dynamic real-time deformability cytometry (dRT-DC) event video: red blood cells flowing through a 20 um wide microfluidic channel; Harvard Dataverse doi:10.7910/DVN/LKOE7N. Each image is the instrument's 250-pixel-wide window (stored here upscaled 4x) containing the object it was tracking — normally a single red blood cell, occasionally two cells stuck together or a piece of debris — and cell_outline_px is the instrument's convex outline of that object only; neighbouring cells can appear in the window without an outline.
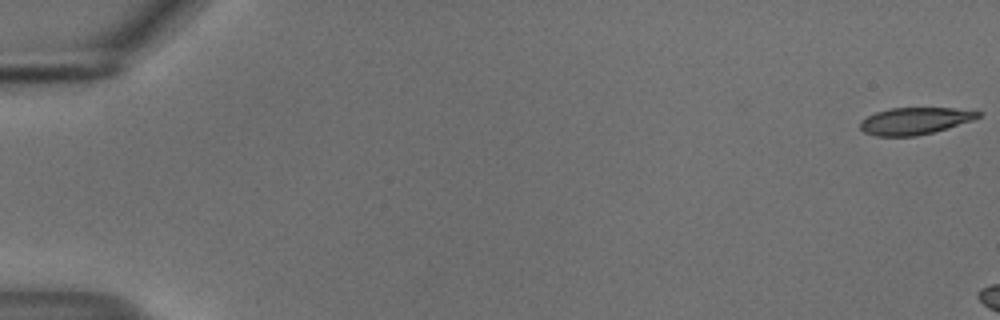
{"species": "common noctule bat (a hibernating species)", "species_latin": "Nyctalus noctula", "temperature_condition": "cold", "stored_images_in_passage": 7, "camera_frame_rate_fps": 3000, "um_per_image_px": 0.085, "animal": {"sex": "male", "body_mass_g": 18.8}, "frame": {"image": 1, "passage_image": 1, "time_ms": 0.0, "image_size_px": [1000, 320], "cell_outline_px": [[984, 112], [980, 116], [972, 120], [932, 132], [916, 136], [876, 136], [864, 132], [860, 128], [860, 120], [876, 112], [892, 108], [952, 108]], "centroid_in_image_um": [77.73, 10.27], "position_along_channel_um": 7.3, "area_um2": 18.32}}